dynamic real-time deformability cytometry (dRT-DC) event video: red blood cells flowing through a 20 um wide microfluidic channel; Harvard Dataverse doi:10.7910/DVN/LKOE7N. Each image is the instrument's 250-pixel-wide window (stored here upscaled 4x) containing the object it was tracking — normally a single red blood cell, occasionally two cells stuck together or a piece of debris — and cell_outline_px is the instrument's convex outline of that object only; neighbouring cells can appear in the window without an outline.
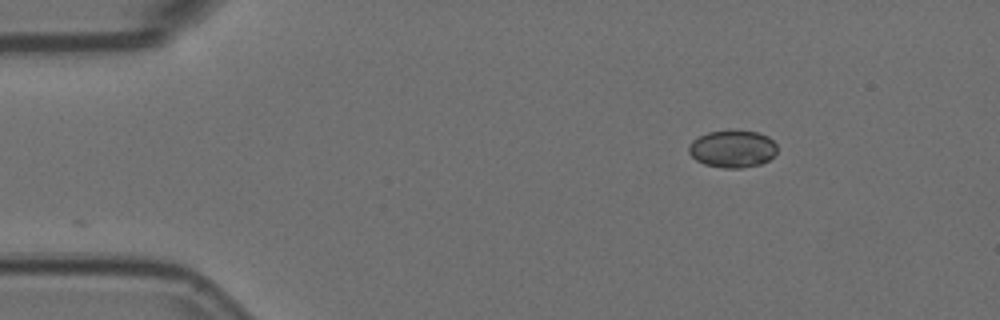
{"species": "Egyptian fruit bat (a non-hibernating species)", "species_latin": "Rousettus aegyptiacus", "temperature_condition": "room temperature", "stored_images_in_passage": 2, "camera_frame_rate_fps": 3000, "um_per_image_px": 0.085, "animal": {"sex": "female"}, "frame": {"image": 1, "passage_image": 2, "time_ms": 0.333, "image_size_px": [1000, 320], "cell_outline_px": [[776, 152], [768, 160], [760, 164], [744, 168], [724, 168], [704, 164], [696, 160], [688, 152], [688, 144], [692, 140], [708, 132], [728, 128], [760, 132], [768, 136], [776, 144]], "centroid_in_image_um": [62.25, 12.62], "position_along_channel_um": 22.8, "area_um2": 19.71}}